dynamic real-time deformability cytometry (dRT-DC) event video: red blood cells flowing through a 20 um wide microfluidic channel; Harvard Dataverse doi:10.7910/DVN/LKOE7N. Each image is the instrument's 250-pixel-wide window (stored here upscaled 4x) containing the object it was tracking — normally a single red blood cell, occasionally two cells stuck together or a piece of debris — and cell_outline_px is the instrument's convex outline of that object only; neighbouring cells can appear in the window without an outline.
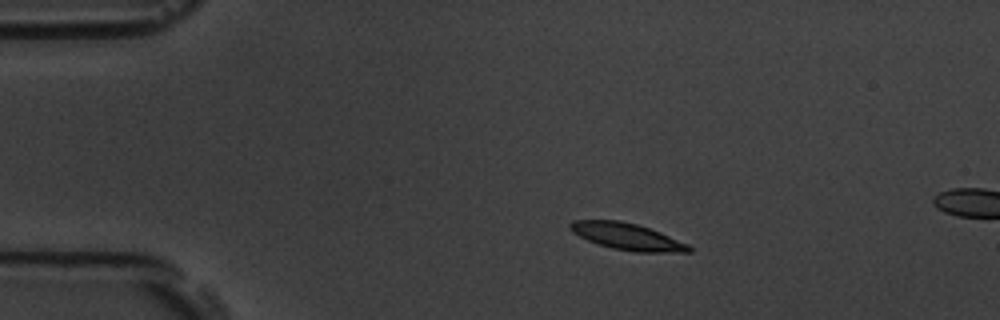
{"species": "common noctule bat (a hibernating species)", "species_latin": "Nyctalus noctula", "temperature_condition": "room temperature", "stored_images_in_passage": 6, "camera_frame_rate_fps": 3000, "um_per_image_px": 0.085, "animal": {"sex": "male", "body_mass_g": 19.5, "forearm_length_mm": 54.6}, "frame": {"image": 1, "passage_image": 1, "time_ms": 0.0, "image_size_px": [1000, 320], "cell_outline_px": [[692, 252], [636, 252], [612, 248], [596, 244], [572, 232], [568, 228], [568, 224], [572, 220], [620, 220], [636, 224], [660, 232], [688, 244], [692, 248]], "centroid_in_image_um": [53.28, 20.1], "position_along_channel_um": 31.7, "area_um2": 18.5}}